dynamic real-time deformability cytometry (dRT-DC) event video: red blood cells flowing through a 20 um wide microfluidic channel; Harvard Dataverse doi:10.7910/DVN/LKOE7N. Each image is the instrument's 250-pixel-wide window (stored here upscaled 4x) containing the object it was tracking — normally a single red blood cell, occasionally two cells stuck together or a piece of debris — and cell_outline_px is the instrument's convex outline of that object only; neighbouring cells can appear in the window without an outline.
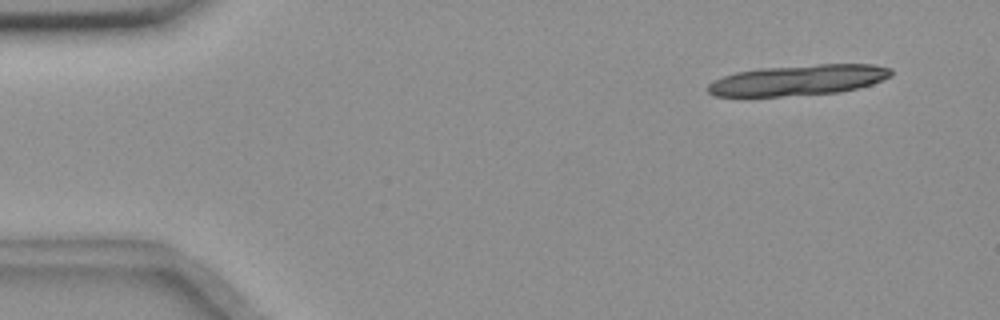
{"species": "common noctule bat (a hibernating species)", "species_latin": "Nyctalus noctula", "temperature_condition": "room temperature", "stored_images_in_passage": 8, "segment_of_instrument_passage": [1, 2], "camera_frame_rate_fps": 3000, "um_per_image_px": 0.085, "animal": {"sex": "female", "body_mass_g": 18.4}, "frame": {"image": 1, "passage_image": 2, "time_ms": 1.0, "image_size_px": [1000, 320], "cell_outline_px": [[892, 76], [872, 84], [860, 88], [840, 92], [780, 96], [716, 96], [708, 92], [708, 84], [712, 80], [736, 72], [756, 68], [816, 64], [872, 64], [892, 68]], "centroid_in_image_um": [67.87, 6.8], "position_along_channel_um": 17.1, "area_um2": 32.89}}